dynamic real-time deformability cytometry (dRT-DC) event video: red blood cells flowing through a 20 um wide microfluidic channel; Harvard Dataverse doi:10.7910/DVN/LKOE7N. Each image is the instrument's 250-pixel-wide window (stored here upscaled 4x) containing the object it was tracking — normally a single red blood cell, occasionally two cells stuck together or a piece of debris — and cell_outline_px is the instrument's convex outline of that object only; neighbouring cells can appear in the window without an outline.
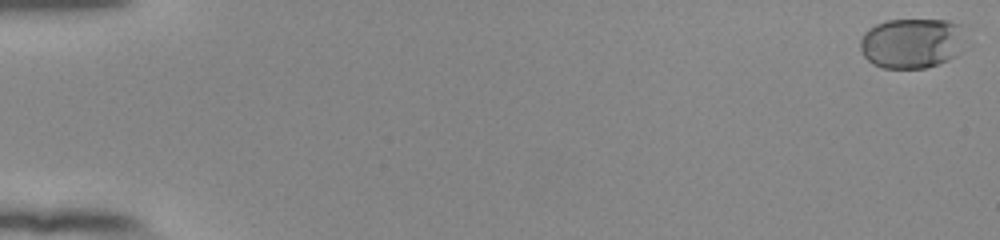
{"species": "human", "species_latin": "Homo sapiens", "temperature_condition": "room temperature", "stored_images_in_passage": 55, "camera_frame_rate_fps": 3000, "um_per_image_px": 0.085, "donor": {"sex": "female"}, "frame": {"image": 1, "passage_image": 1, "time_ms": 0.0, "image_size_px": [1000, 240], "cell_outline_px": [[964, 24], [956, 56], [948, 60], [924, 68], [884, 68], [872, 64], [864, 56], [860, 48], [860, 40], [864, 32], [868, 28], [876, 24], [888, 20], [948, 20]], "centroid_in_image_um": [77.45, 3.65], "position_along_channel_um": 7.6, "area_um2": 30.58}}
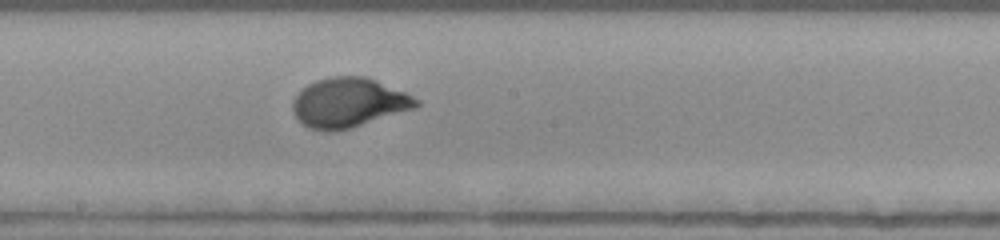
{"frame": {"image": 2, "passage_image": 32, "time_ms": 10.333, "image_size_px": [1000, 240], "cell_outline_px": [[420, 104], [416, 108], [352, 128], [332, 132], [324, 132], [308, 128], [292, 112], [292, 104], [296, 96], [308, 84], [316, 80], [332, 76], [364, 76], [376, 80], [404, 92], [420, 100]], "centroid_in_image_um": [29.64, 8.74], "position_along_channel_um": 218.6, "area_um2": 35.66}}
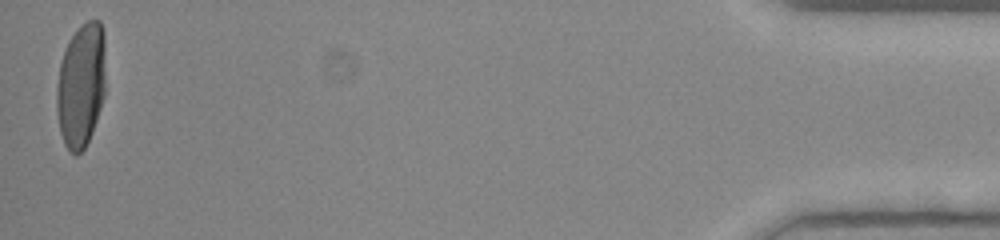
{"frame": {"image": 3, "passage_image": 55, "time_ms": 18.0, "image_size_px": [1000, 240], "cell_outline_px": [[104, 96], [92, 132], [84, 148], [76, 156], [64, 144], [60, 132], [56, 108], [56, 88], [60, 64], [64, 52], [72, 36], [80, 24], [88, 20], [100, 20], [104, 32]], "centroid_in_image_um": [6.88, 7.23], "position_along_channel_um": 428.3, "area_um2": 35.32}, "authors_computed_cell_mechanics": {"area_um2": 34.3332, "velocity_mm_per_s": 3.83, "shape_relaxation_time_tau1_ms": 2.9943, "shape_relaxation_time_tau2_ms": null, "deformation_change_tau1": 0.1832, "deformation_change_tau2": null}}